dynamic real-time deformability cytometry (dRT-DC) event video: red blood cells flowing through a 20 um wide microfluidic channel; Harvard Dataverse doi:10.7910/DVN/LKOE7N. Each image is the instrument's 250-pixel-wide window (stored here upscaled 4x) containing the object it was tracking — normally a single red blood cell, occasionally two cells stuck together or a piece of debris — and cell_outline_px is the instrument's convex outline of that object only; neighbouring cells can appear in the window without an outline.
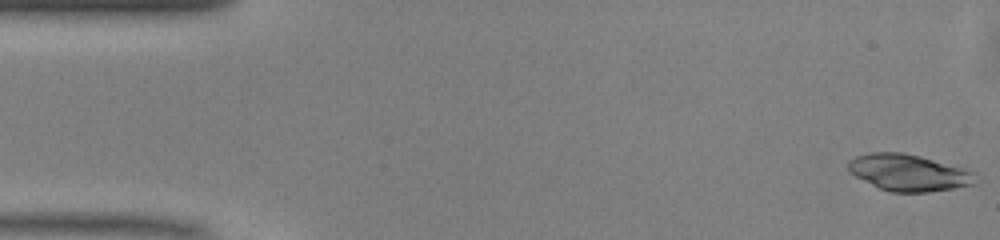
{"species": "common noctule bat (a hibernating species)", "species_latin": "Nyctalus noctula", "temperature_condition": "warm", "stored_images_in_passage": 48, "camera_frame_rate_fps": 3000, "um_per_image_px": 0.085, "animal": {"sex": "male", "body_mass_g": 13.0, "forearm_length_mm": 53.1}, "frame": {"image": 1, "passage_image": 1, "time_ms": 0.0, "image_size_px": [1000, 240], "cell_outline_px": [[980, 180], [976, 184], [928, 192], [892, 192], [880, 188], [848, 172], [848, 160], [856, 156], [872, 152], [904, 152], [968, 168], [976, 172]], "centroid_in_image_um": [77.32, 14.66], "position_along_channel_um": 7.7, "area_um2": 27.51}}
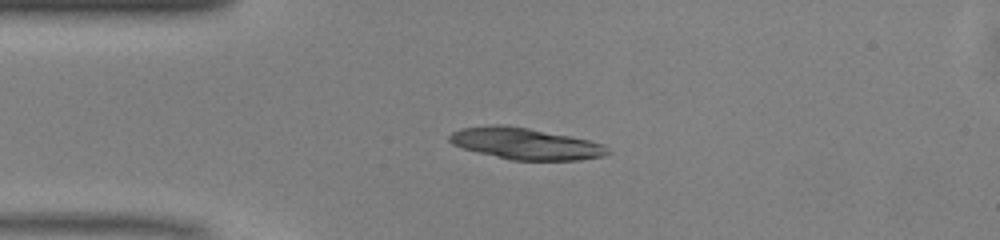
{"frame": {"image": 2, "passage_image": 11, "time_ms": 3.333, "image_size_px": [1000, 240], "cell_outline_px": [[612, 152], [604, 156], [580, 160], [512, 160], [464, 148], [452, 144], [448, 140], [448, 136], [452, 132], [460, 128], [492, 124], [500, 124], [528, 128], [588, 140], [604, 144]], "centroid_in_image_um": [44.67, 12.21], "position_along_channel_um": 40.3, "area_um2": 28.84}, "authors_computed_cell_mechanics": {"area_um2": 27.3683, "velocity_mm_per_s": 4.1083, "shape_relaxation_time_tau1_ms": 2.4314, "shape_relaxation_time_tau2_ms": null, "deformation_change_tau1": 0.2398, "deformation_change_tau2": null}}